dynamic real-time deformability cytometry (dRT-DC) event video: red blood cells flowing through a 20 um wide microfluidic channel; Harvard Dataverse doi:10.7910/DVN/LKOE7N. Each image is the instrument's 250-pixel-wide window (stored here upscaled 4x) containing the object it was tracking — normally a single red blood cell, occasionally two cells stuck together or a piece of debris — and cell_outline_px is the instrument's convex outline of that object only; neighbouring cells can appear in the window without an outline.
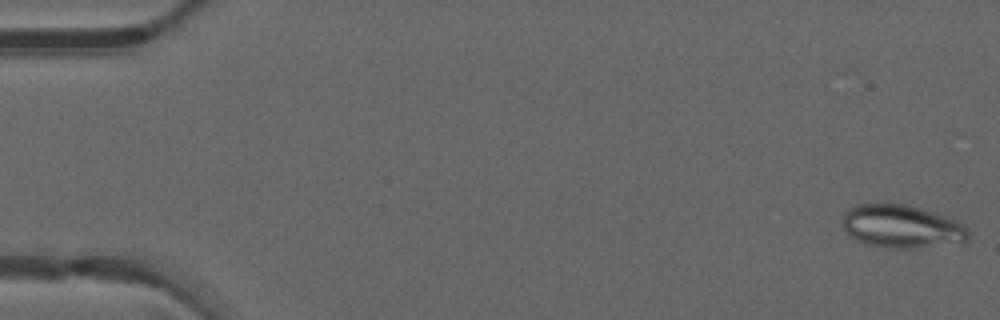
{"species": "common noctule bat (a hibernating species)", "species_latin": "Nyctalus noctula", "temperature_condition": "warm", "stored_images_in_passage": 49, "camera_frame_rate_fps": 3000, "um_per_image_px": 0.085, "animal": {"sex": "male", "forearm_length_mm": 52.5}, "frame": {"image": 1, "passage_image": 1, "time_ms": 0.0, "image_size_px": [1000, 320], "cell_outline_px": [[968, 236], [964, 240], [920, 248], [888, 248], [868, 244], [852, 236], [840, 224], [844, 212], [848, 208], [856, 204], [908, 204], [956, 220], [964, 224], [968, 232]], "centroid_in_image_um": [76.58, 19.23], "position_along_channel_um": 8.4, "area_um2": 31.15}}
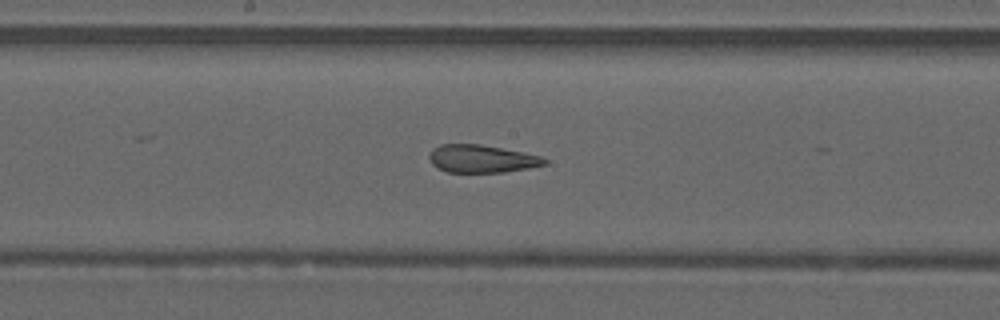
{"frame": {"image": 2, "passage_image": 26, "time_ms": 8.333, "image_size_px": [1000, 320], "cell_outline_px": [[548, 164], [528, 168], [504, 172], [448, 172], [436, 168], [432, 164], [428, 156], [432, 148], [440, 144], [480, 144], [524, 152], [540, 156], [548, 160]], "centroid_in_image_um": [40.93, 13.49], "position_along_channel_um": 207.3, "area_um2": 18.79}}
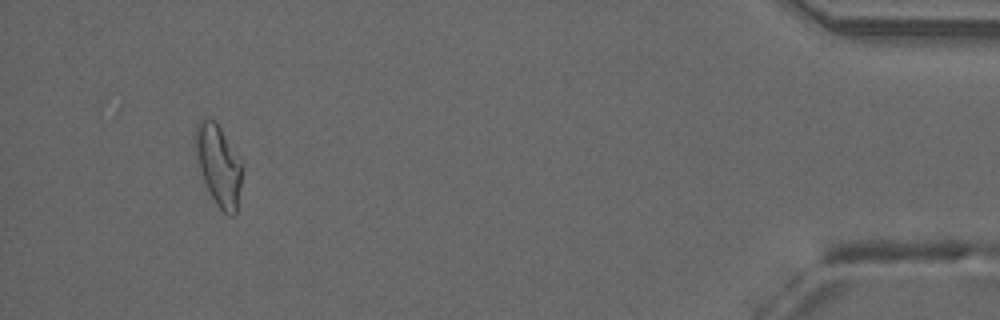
{"frame": {"image": 3, "passage_image": 46, "time_ms": 15.0, "image_size_px": [1000, 320], "cell_outline_px": [[240, 184], [236, 212], [232, 216], [224, 212], [216, 204], [204, 180], [196, 156], [196, 124], [200, 120], [216, 120], [240, 164]], "centroid_in_image_um": [18.55, 14.05], "position_along_channel_um": 416.7, "area_um2": 20.63}, "authors_computed_cell_mechanics": {"area_um2": 20.9236, "velocity_mm_per_s": 4.1963, "shape_relaxation_time_tau1_ms": null, "shape_relaxation_time_tau2_ms": 1.7151, "deformation_change_tau1": null, "deformation_change_tau2": 0.1049}}